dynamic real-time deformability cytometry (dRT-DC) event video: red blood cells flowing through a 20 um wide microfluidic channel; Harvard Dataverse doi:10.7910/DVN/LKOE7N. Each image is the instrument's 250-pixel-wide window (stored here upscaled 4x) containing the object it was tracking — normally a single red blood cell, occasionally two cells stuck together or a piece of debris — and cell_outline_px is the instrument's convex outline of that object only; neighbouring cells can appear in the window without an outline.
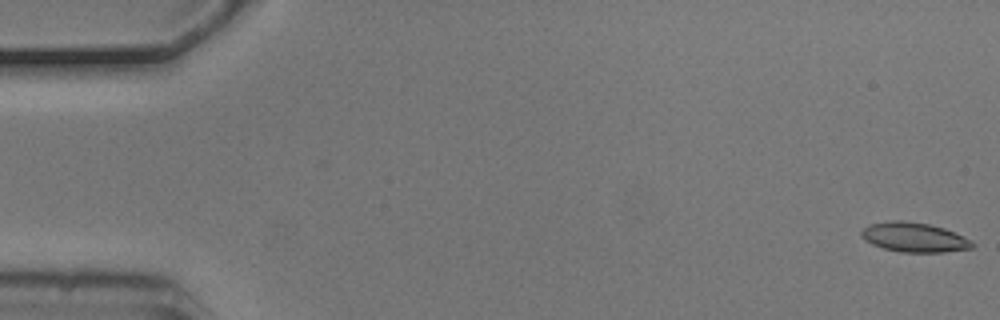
{"species": "common noctule bat (a hibernating species)", "species_latin": "Nyctalus noctula", "temperature_condition": "cold", "stored_images_in_passage": 7, "camera_frame_rate_fps": 3000, "um_per_image_px": 0.085, "animal": {"sex": "male", "body_mass_g": 20.5, "forearm_length_mm": 52.5}, "frame": {"image": 1, "passage_image": 1, "time_ms": 0.0, "image_size_px": [1000, 320], "cell_outline_px": [[976, 244], [972, 248], [944, 252], [900, 252], [884, 248], [872, 244], [864, 240], [860, 236], [860, 232], [868, 224], [888, 220], [900, 220], [928, 224], [944, 228], [956, 232], [972, 240]], "centroid_in_image_um": [77.7, 20.16], "position_along_channel_um": 7.3, "area_um2": 19.31}}
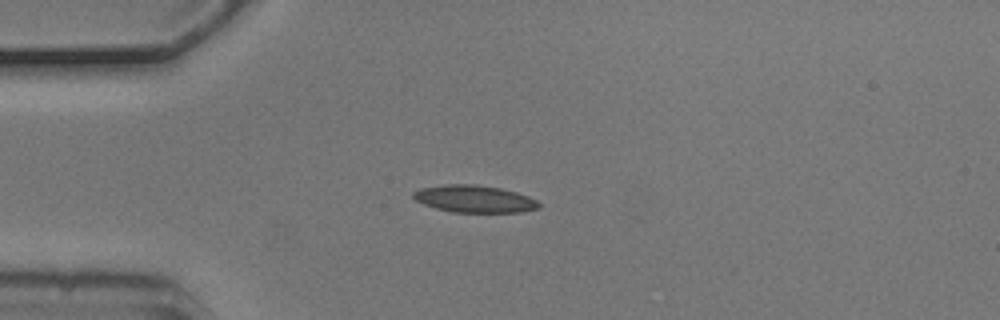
{"frame": {"image": 2, "passage_image": 5, "time_ms": 1.333, "image_size_px": [1000, 320], "cell_outline_px": [[540, 208], [520, 212], [452, 212], [436, 208], [424, 204], [416, 200], [412, 196], [412, 192], [420, 188], [444, 184], [476, 184], [500, 188], [516, 192], [528, 196], [536, 200], [540, 204]], "centroid_in_image_um": [40.31, 16.9], "position_along_channel_um": 44.7, "area_um2": 19.94}}
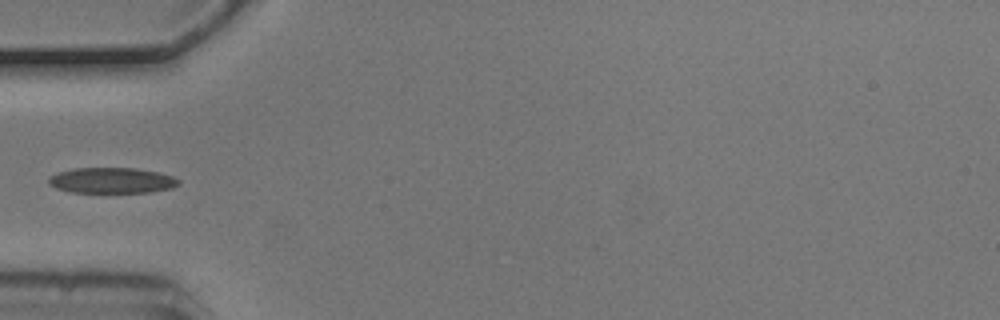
{"frame": {"image": 3, "passage_image": 6, "time_ms": 1.667, "image_size_px": [1000, 320], "cell_outline_px": [[180, 184], [172, 188], [148, 192], [72, 192], [56, 188], [48, 184], [48, 176], [56, 172], [72, 168], [136, 168], [160, 172], [172, 176], [180, 180]], "centroid_in_image_um": [9.48, 15.32], "position_along_channel_um": 75.5, "area_um2": 19.59}}